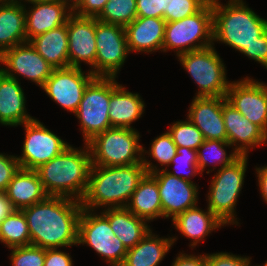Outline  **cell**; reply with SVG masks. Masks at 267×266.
Here are the masks:
<instances>
[{"label":"cell","mask_w":267,"mask_h":266,"mask_svg":"<svg viewBox=\"0 0 267 266\" xmlns=\"http://www.w3.org/2000/svg\"><path fill=\"white\" fill-rule=\"evenodd\" d=\"M30 232V244L44 249L69 247L78 242L81 201L48 196L22 209Z\"/></svg>","instance_id":"1"},{"label":"cell","mask_w":267,"mask_h":266,"mask_svg":"<svg viewBox=\"0 0 267 266\" xmlns=\"http://www.w3.org/2000/svg\"><path fill=\"white\" fill-rule=\"evenodd\" d=\"M147 174L143 163L117 167L92 165L88 187L81 200L84 209L126 207Z\"/></svg>","instance_id":"2"},{"label":"cell","mask_w":267,"mask_h":266,"mask_svg":"<svg viewBox=\"0 0 267 266\" xmlns=\"http://www.w3.org/2000/svg\"><path fill=\"white\" fill-rule=\"evenodd\" d=\"M85 149L68 146L61 154L36 169L49 196L81 201L86 193L92 166L88 144Z\"/></svg>","instance_id":"3"},{"label":"cell","mask_w":267,"mask_h":266,"mask_svg":"<svg viewBox=\"0 0 267 266\" xmlns=\"http://www.w3.org/2000/svg\"><path fill=\"white\" fill-rule=\"evenodd\" d=\"M213 42L220 41L242 52L267 31V20L261 18L243 0L228 4L212 3Z\"/></svg>","instance_id":"4"},{"label":"cell","mask_w":267,"mask_h":266,"mask_svg":"<svg viewBox=\"0 0 267 266\" xmlns=\"http://www.w3.org/2000/svg\"><path fill=\"white\" fill-rule=\"evenodd\" d=\"M139 137L135 129L118 127L97 134L87 143L92 165L117 167L141 163L143 146L139 145Z\"/></svg>","instance_id":"5"},{"label":"cell","mask_w":267,"mask_h":266,"mask_svg":"<svg viewBox=\"0 0 267 266\" xmlns=\"http://www.w3.org/2000/svg\"><path fill=\"white\" fill-rule=\"evenodd\" d=\"M248 155H240L227 166L217 170L211 179L208 193V209L225 226L226 224H238L235 218V208L240 191L244 184Z\"/></svg>","instance_id":"6"},{"label":"cell","mask_w":267,"mask_h":266,"mask_svg":"<svg viewBox=\"0 0 267 266\" xmlns=\"http://www.w3.org/2000/svg\"><path fill=\"white\" fill-rule=\"evenodd\" d=\"M213 44V11L211 3H207L192 16L166 23L162 45L163 52H167L169 49L175 50L178 56Z\"/></svg>","instance_id":"7"},{"label":"cell","mask_w":267,"mask_h":266,"mask_svg":"<svg viewBox=\"0 0 267 266\" xmlns=\"http://www.w3.org/2000/svg\"><path fill=\"white\" fill-rule=\"evenodd\" d=\"M213 46L178 55L183 68L199 86L196 97L226 96L229 89L226 67Z\"/></svg>","instance_id":"8"},{"label":"cell","mask_w":267,"mask_h":266,"mask_svg":"<svg viewBox=\"0 0 267 266\" xmlns=\"http://www.w3.org/2000/svg\"><path fill=\"white\" fill-rule=\"evenodd\" d=\"M78 244H87L111 266H122L128 251L102 214L84 208L79 218Z\"/></svg>","instance_id":"9"},{"label":"cell","mask_w":267,"mask_h":266,"mask_svg":"<svg viewBox=\"0 0 267 266\" xmlns=\"http://www.w3.org/2000/svg\"><path fill=\"white\" fill-rule=\"evenodd\" d=\"M110 77L96 76L86 87L75 116L80 120L87 144L97 134L111 128L109 119Z\"/></svg>","instance_id":"10"},{"label":"cell","mask_w":267,"mask_h":266,"mask_svg":"<svg viewBox=\"0 0 267 266\" xmlns=\"http://www.w3.org/2000/svg\"><path fill=\"white\" fill-rule=\"evenodd\" d=\"M142 163L147 174H150L158 184L162 205V217L172 220L184 211L198 206V188L193 181H187L169 174L166 170L158 169L144 157Z\"/></svg>","instance_id":"11"},{"label":"cell","mask_w":267,"mask_h":266,"mask_svg":"<svg viewBox=\"0 0 267 266\" xmlns=\"http://www.w3.org/2000/svg\"><path fill=\"white\" fill-rule=\"evenodd\" d=\"M95 76L116 77L130 53L124 26L96 19Z\"/></svg>","instance_id":"12"},{"label":"cell","mask_w":267,"mask_h":266,"mask_svg":"<svg viewBox=\"0 0 267 266\" xmlns=\"http://www.w3.org/2000/svg\"><path fill=\"white\" fill-rule=\"evenodd\" d=\"M23 125L26 137L22 156H16L22 169L36 170L70 146L35 118Z\"/></svg>","instance_id":"13"},{"label":"cell","mask_w":267,"mask_h":266,"mask_svg":"<svg viewBox=\"0 0 267 266\" xmlns=\"http://www.w3.org/2000/svg\"><path fill=\"white\" fill-rule=\"evenodd\" d=\"M95 77L90 71L85 75L79 67L58 68L52 71L42 89L62 108L75 114L86 87Z\"/></svg>","instance_id":"14"},{"label":"cell","mask_w":267,"mask_h":266,"mask_svg":"<svg viewBox=\"0 0 267 266\" xmlns=\"http://www.w3.org/2000/svg\"><path fill=\"white\" fill-rule=\"evenodd\" d=\"M0 63L5 65L6 68L0 67V70L7 76L18 79L16 77L19 74L41 88L54 70L30 42L3 51L0 54Z\"/></svg>","instance_id":"15"},{"label":"cell","mask_w":267,"mask_h":266,"mask_svg":"<svg viewBox=\"0 0 267 266\" xmlns=\"http://www.w3.org/2000/svg\"><path fill=\"white\" fill-rule=\"evenodd\" d=\"M226 99L267 134V85L249 77L233 81L227 90Z\"/></svg>","instance_id":"16"},{"label":"cell","mask_w":267,"mask_h":266,"mask_svg":"<svg viewBox=\"0 0 267 266\" xmlns=\"http://www.w3.org/2000/svg\"><path fill=\"white\" fill-rule=\"evenodd\" d=\"M69 66L81 68L83 61L95 75L96 18L78 16L72 12L67 20Z\"/></svg>","instance_id":"17"},{"label":"cell","mask_w":267,"mask_h":266,"mask_svg":"<svg viewBox=\"0 0 267 266\" xmlns=\"http://www.w3.org/2000/svg\"><path fill=\"white\" fill-rule=\"evenodd\" d=\"M222 115L227 141L236 146L234 148L239 155H248L251 148L267 144V134L232 106L226 96H223Z\"/></svg>","instance_id":"18"},{"label":"cell","mask_w":267,"mask_h":266,"mask_svg":"<svg viewBox=\"0 0 267 266\" xmlns=\"http://www.w3.org/2000/svg\"><path fill=\"white\" fill-rule=\"evenodd\" d=\"M223 96L194 97L188 119L202 132L205 140L227 141L222 115Z\"/></svg>","instance_id":"19"},{"label":"cell","mask_w":267,"mask_h":266,"mask_svg":"<svg viewBox=\"0 0 267 266\" xmlns=\"http://www.w3.org/2000/svg\"><path fill=\"white\" fill-rule=\"evenodd\" d=\"M31 4L33 7L28 11L25 6L27 42L40 34L66 24L73 12V8L61 0L40 1Z\"/></svg>","instance_id":"20"},{"label":"cell","mask_w":267,"mask_h":266,"mask_svg":"<svg viewBox=\"0 0 267 266\" xmlns=\"http://www.w3.org/2000/svg\"><path fill=\"white\" fill-rule=\"evenodd\" d=\"M110 77L109 119L111 127L132 128L131 124L142 117L145 103L138 93L127 91L125 87Z\"/></svg>","instance_id":"21"},{"label":"cell","mask_w":267,"mask_h":266,"mask_svg":"<svg viewBox=\"0 0 267 266\" xmlns=\"http://www.w3.org/2000/svg\"><path fill=\"white\" fill-rule=\"evenodd\" d=\"M166 23L162 18L137 17L125 26L129 52L162 51Z\"/></svg>","instance_id":"22"},{"label":"cell","mask_w":267,"mask_h":266,"mask_svg":"<svg viewBox=\"0 0 267 266\" xmlns=\"http://www.w3.org/2000/svg\"><path fill=\"white\" fill-rule=\"evenodd\" d=\"M24 91L17 79L0 70V124L18 126L33 120L25 108Z\"/></svg>","instance_id":"23"},{"label":"cell","mask_w":267,"mask_h":266,"mask_svg":"<svg viewBox=\"0 0 267 266\" xmlns=\"http://www.w3.org/2000/svg\"><path fill=\"white\" fill-rule=\"evenodd\" d=\"M0 54L27 42L25 5L15 0H0Z\"/></svg>","instance_id":"24"},{"label":"cell","mask_w":267,"mask_h":266,"mask_svg":"<svg viewBox=\"0 0 267 266\" xmlns=\"http://www.w3.org/2000/svg\"><path fill=\"white\" fill-rule=\"evenodd\" d=\"M5 193L16 210L32 206L49 196L44 190L37 171L22 168L9 182Z\"/></svg>","instance_id":"25"},{"label":"cell","mask_w":267,"mask_h":266,"mask_svg":"<svg viewBox=\"0 0 267 266\" xmlns=\"http://www.w3.org/2000/svg\"><path fill=\"white\" fill-rule=\"evenodd\" d=\"M101 214L127 249L134 247L151 230L144 219L132 214L126 207L106 208Z\"/></svg>","instance_id":"26"},{"label":"cell","mask_w":267,"mask_h":266,"mask_svg":"<svg viewBox=\"0 0 267 266\" xmlns=\"http://www.w3.org/2000/svg\"><path fill=\"white\" fill-rule=\"evenodd\" d=\"M172 222L183 236L193 240L190 244L191 248L203 238L205 239L212 231L225 225L208 208L204 212L197 206L177 215Z\"/></svg>","instance_id":"27"},{"label":"cell","mask_w":267,"mask_h":266,"mask_svg":"<svg viewBox=\"0 0 267 266\" xmlns=\"http://www.w3.org/2000/svg\"><path fill=\"white\" fill-rule=\"evenodd\" d=\"M29 42L54 69L69 67L67 23L40 34Z\"/></svg>","instance_id":"28"},{"label":"cell","mask_w":267,"mask_h":266,"mask_svg":"<svg viewBox=\"0 0 267 266\" xmlns=\"http://www.w3.org/2000/svg\"><path fill=\"white\" fill-rule=\"evenodd\" d=\"M175 241V237L160 238L150 230L139 243L128 249L122 266H158Z\"/></svg>","instance_id":"29"},{"label":"cell","mask_w":267,"mask_h":266,"mask_svg":"<svg viewBox=\"0 0 267 266\" xmlns=\"http://www.w3.org/2000/svg\"><path fill=\"white\" fill-rule=\"evenodd\" d=\"M126 208L147 222L162 217L158 184L150 174L139 182Z\"/></svg>","instance_id":"30"},{"label":"cell","mask_w":267,"mask_h":266,"mask_svg":"<svg viewBox=\"0 0 267 266\" xmlns=\"http://www.w3.org/2000/svg\"><path fill=\"white\" fill-rule=\"evenodd\" d=\"M0 242L9 249L30 245V232L22 210H15L0 222Z\"/></svg>","instance_id":"31"},{"label":"cell","mask_w":267,"mask_h":266,"mask_svg":"<svg viewBox=\"0 0 267 266\" xmlns=\"http://www.w3.org/2000/svg\"><path fill=\"white\" fill-rule=\"evenodd\" d=\"M231 146L232 145L228 141L215 139L205 140L197 149V165L200 170V174L204 172L206 166H209V163H213V165L220 164V168H222L223 166H227L236 160L240 155L234 148L233 152L229 155H227L226 150L224 149V147ZM204 151H206V153ZM205 154H210L211 159H207Z\"/></svg>","instance_id":"32"},{"label":"cell","mask_w":267,"mask_h":266,"mask_svg":"<svg viewBox=\"0 0 267 266\" xmlns=\"http://www.w3.org/2000/svg\"><path fill=\"white\" fill-rule=\"evenodd\" d=\"M137 18L136 0H108L101 13L96 17L98 21L120 26H127Z\"/></svg>","instance_id":"33"},{"label":"cell","mask_w":267,"mask_h":266,"mask_svg":"<svg viewBox=\"0 0 267 266\" xmlns=\"http://www.w3.org/2000/svg\"><path fill=\"white\" fill-rule=\"evenodd\" d=\"M177 147L197 150L205 141L202 132L187 118V121H176L168 129Z\"/></svg>","instance_id":"34"},{"label":"cell","mask_w":267,"mask_h":266,"mask_svg":"<svg viewBox=\"0 0 267 266\" xmlns=\"http://www.w3.org/2000/svg\"><path fill=\"white\" fill-rule=\"evenodd\" d=\"M207 4L204 0H165L166 22H174L192 16Z\"/></svg>","instance_id":"35"},{"label":"cell","mask_w":267,"mask_h":266,"mask_svg":"<svg viewBox=\"0 0 267 266\" xmlns=\"http://www.w3.org/2000/svg\"><path fill=\"white\" fill-rule=\"evenodd\" d=\"M176 152H177L176 155L173 157L170 163V164H176L175 166V169H177L176 172L175 171L169 172L167 168H162V170H166L172 176H175V177L187 180V181H191L190 177L196 176L197 174L200 173V170L197 165V150H192L186 147H177ZM179 165L181 168L182 166H184V168L186 167L190 171L186 172L187 169L183 168L182 171H185V172H182V171L179 172L178 170ZM184 173H187L188 175Z\"/></svg>","instance_id":"36"},{"label":"cell","mask_w":267,"mask_h":266,"mask_svg":"<svg viewBox=\"0 0 267 266\" xmlns=\"http://www.w3.org/2000/svg\"><path fill=\"white\" fill-rule=\"evenodd\" d=\"M12 266H44L45 249L35 246L26 245L21 247L10 248Z\"/></svg>","instance_id":"37"},{"label":"cell","mask_w":267,"mask_h":266,"mask_svg":"<svg viewBox=\"0 0 267 266\" xmlns=\"http://www.w3.org/2000/svg\"><path fill=\"white\" fill-rule=\"evenodd\" d=\"M177 146L173 142L171 135L167 131L156 137L152 143L149 152L145 154L151 155L161 166H170L173 157L176 155Z\"/></svg>","instance_id":"38"},{"label":"cell","mask_w":267,"mask_h":266,"mask_svg":"<svg viewBox=\"0 0 267 266\" xmlns=\"http://www.w3.org/2000/svg\"><path fill=\"white\" fill-rule=\"evenodd\" d=\"M20 168L16 156L0 153V192L6 191L9 182Z\"/></svg>","instance_id":"39"},{"label":"cell","mask_w":267,"mask_h":266,"mask_svg":"<svg viewBox=\"0 0 267 266\" xmlns=\"http://www.w3.org/2000/svg\"><path fill=\"white\" fill-rule=\"evenodd\" d=\"M250 259V257H241L228 252L206 254V266H250Z\"/></svg>","instance_id":"40"},{"label":"cell","mask_w":267,"mask_h":266,"mask_svg":"<svg viewBox=\"0 0 267 266\" xmlns=\"http://www.w3.org/2000/svg\"><path fill=\"white\" fill-rule=\"evenodd\" d=\"M137 17L162 18L165 14V0H136Z\"/></svg>","instance_id":"41"},{"label":"cell","mask_w":267,"mask_h":266,"mask_svg":"<svg viewBox=\"0 0 267 266\" xmlns=\"http://www.w3.org/2000/svg\"><path fill=\"white\" fill-rule=\"evenodd\" d=\"M241 53L259 62L267 69V31L253 45L246 47Z\"/></svg>","instance_id":"42"},{"label":"cell","mask_w":267,"mask_h":266,"mask_svg":"<svg viewBox=\"0 0 267 266\" xmlns=\"http://www.w3.org/2000/svg\"><path fill=\"white\" fill-rule=\"evenodd\" d=\"M107 2L108 0H80L72 10L78 16L96 18Z\"/></svg>","instance_id":"43"},{"label":"cell","mask_w":267,"mask_h":266,"mask_svg":"<svg viewBox=\"0 0 267 266\" xmlns=\"http://www.w3.org/2000/svg\"><path fill=\"white\" fill-rule=\"evenodd\" d=\"M71 255L68 253L53 249H45L44 266H73Z\"/></svg>","instance_id":"44"},{"label":"cell","mask_w":267,"mask_h":266,"mask_svg":"<svg viewBox=\"0 0 267 266\" xmlns=\"http://www.w3.org/2000/svg\"><path fill=\"white\" fill-rule=\"evenodd\" d=\"M171 266H206V254L195 256L194 254H179Z\"/></svg>","instance_id":"45"},{"label":"cell","mask_w":267,"mask_h":266,"mask_svg":"<svg viewBox=\"0 0 267 266\" xmlns=\"http://www.w3.org/2000/svg\"><path fill=\"white\" fill-rule=\"evenodd\" d=\"M15 210L7 194L5 192H0V222Z\"/></svg>","instance_id":"46"},{"label":"cell","mask_w":267,"mask_h":266,"mask_svg":"<svg viewBox=\"0 0 267 266\" xmlns=\"http://www.w3.org/2000/svg\"><path fill=\"white\" fill-rule=\"evenodd\" d=\"M258 185L260 187V192L263 197V200L267 202V166L256 167Z\"/></svg>","instance_id":"47"},{"label":"cell","mask_w":267,"mask_h":266,"mask_svg":"<svg viewBox=\"0 0 267 266\" xmlns=\"http://www.w3.org/2000/svg\"><path fill=\"white\" fill-rule=\"evenodd\" d=\"M61 1H63L65 3H67L68 5H70L71 8H74L80 2V0H70L71 2H73V3L70 4L69 0H61Z\"/></svg>","instance_id":"48"},{"label":"cell","mask_w":267,"mask_h":266,"mask_svg":"<svg viewBox=\"0 0 267 266\" xmlns=\"http://www.w3.org/2000/svg\"><path fill=\"white\" fill-rule=\"evenodd\" d=\"M15 1H17V2H19L20 4H21V1L22 0H15ZM26 2L28 1L29 3H34V2H40V1H48V0H25Z\"/></svg>","instance_id":"49"},{"label":"cell","mask_w":267,"mask_h":266,"mask_svg":"<svg viewBox=\"0 0 267 266\" xmlns=\"http://www.w3.org/2000/svg\"><path fill=\"white\" fill-rule=\"evenodd\" d=\"M204 1H206L207 3H215V2H217L218 0H204Z\"/></svg>","instance_id":"50"}]
</instances>
